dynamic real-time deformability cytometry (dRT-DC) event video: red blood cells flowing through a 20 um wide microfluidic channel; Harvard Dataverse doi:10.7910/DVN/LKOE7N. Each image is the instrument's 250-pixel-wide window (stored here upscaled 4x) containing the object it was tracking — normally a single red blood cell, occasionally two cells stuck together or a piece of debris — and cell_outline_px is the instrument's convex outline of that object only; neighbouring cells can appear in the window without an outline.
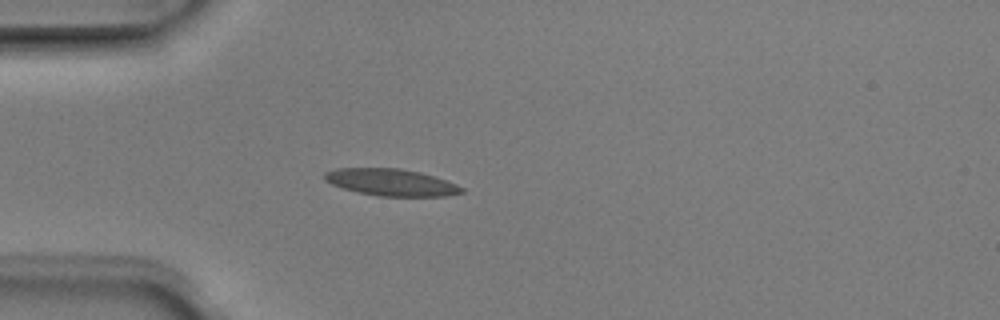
{"species": "Egyptian fruit bat (a non-hibernating species)", "species_latin": "Rousettus aegyptiacus", "temperature_condition": "room temperature", "stored_images_in_passage": 3, "camera_frame_rate_fps": 3000, "um_per_image_px": 0.085, "animal": {"sex": "male"}, "frame": {"image": 1, "passage_image": 3, "time_ms": 0.667, "image_size_px": [1000, 320], "cell_outline_px": [[464, 192], [448, 196], [380, 196], [360, 192], [344, 188], [332, 184], [324, 180], [324, 172], [336, 168], [400, 168], [420, 172], [456, 184], [464, 188]], "centroid_in_image_um": [33.24, 15.49], "position_along_channel_um": 51.8, "area_um2": 21.33}}